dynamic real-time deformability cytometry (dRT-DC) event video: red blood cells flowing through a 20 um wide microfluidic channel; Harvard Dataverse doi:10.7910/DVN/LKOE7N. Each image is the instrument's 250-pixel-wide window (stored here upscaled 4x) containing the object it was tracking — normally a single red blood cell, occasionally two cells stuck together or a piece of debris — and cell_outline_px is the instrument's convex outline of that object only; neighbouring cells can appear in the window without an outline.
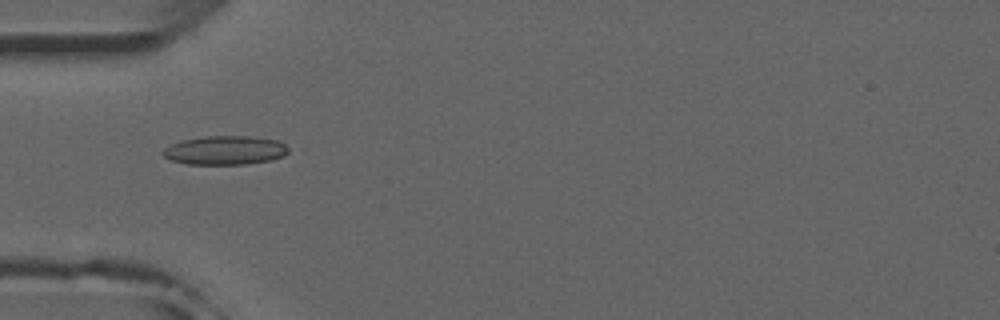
{"species": "common noctule bat (a hibernating species)", "species_latin": "Nyctalus noctula", "temperature_condition": "room temperature", "stored_images_in_passage": 52, "camera_frame_rate_fps": 3000, "um_per_image_px": 0.085, "animal": {"sex": "male", "forearm_length_mm": 52.5}, "frame": {"image": 1, "passage_image": 17, "time_ms": 5.333, "image_size_px": [1000, 320], "cell_outline_px": [[292, 152], [284, 156], [272, 160], [244, 164], [188, 164], [172, 160], [164, 156], [160, 152], [164, 148], [172, 144], [184, 140], [204, 136], [248, 136], [276, 140], [292, 148]], "centroid_in_image_um": [19.19, 12.77], "position_along_channel_um": 65.8, "area_um2": 21.21}}
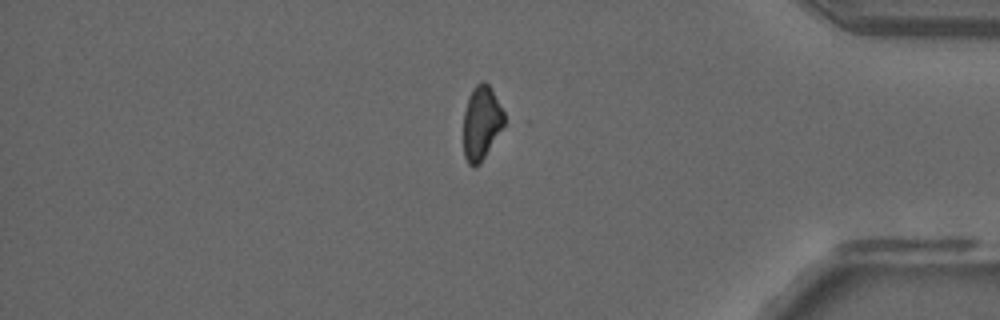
{"frame": {"image": 2, "passage_image": 44, "time_ms": 14.333, "image_size_px": [1000, 320], "cell_outline_px": [[504, 124], [480, 164], [476, 168], [472, 168], [468, 164], [464, 156], [464, 112], [468, 96], [472, 88], [480, 80], [484, 80], [488, 84], [504, 112]], "centroid_in_image_um": [40.89, 10.44], "position_along_channel_um": 394.3, "area_um2": 17.51}}
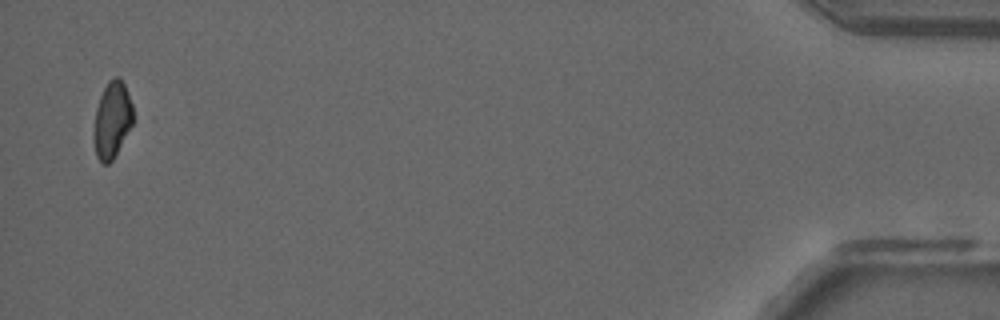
{"frame": {"image": 3, "passage_image": 51, "time_ms": 16.667, "image_size_px": [1000, 320], "cell_outline_px": [[140, 116], [112, 160], [108, 164], [104, 164], [96, 156], [92, 136], [96, 108], [100, 96], [108, 80], [116, 76], [120, 76]], "centroid_in_image_um": [9.61, 10.17], "position_along_channel_um": 425.6, "area_um2": 18.67}, "authors_computed_cell_mechanics": {"area_um2": 19.4208, "velocity_mm_per_s": 3.9798, "shape_relaxation_time_tau1_ms": null, "shape_relaxation_time_tau2_ms": 4.7054, "deformation_change_tau1": null, "deformation_change_tau2": 0.1224}}